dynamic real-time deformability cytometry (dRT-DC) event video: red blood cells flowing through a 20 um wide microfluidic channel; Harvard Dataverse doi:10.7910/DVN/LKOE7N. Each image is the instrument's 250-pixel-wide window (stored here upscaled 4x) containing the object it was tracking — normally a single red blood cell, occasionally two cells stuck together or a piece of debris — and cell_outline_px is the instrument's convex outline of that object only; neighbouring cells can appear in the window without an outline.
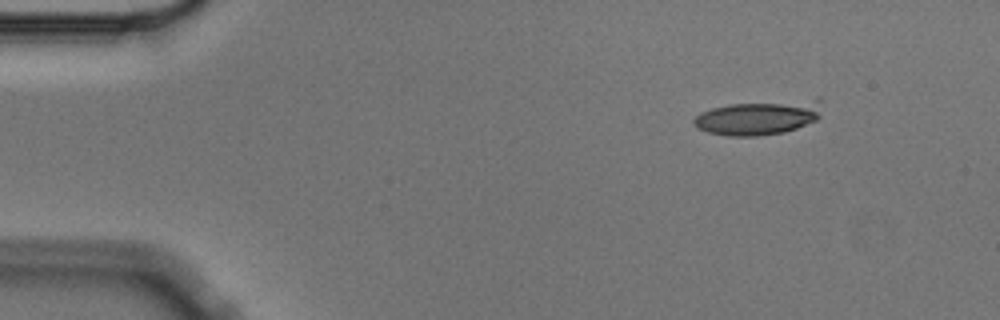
{"species": "Egyptian fruit bat (a non-hibernating species)", "species_latin": "Rousettus aegyptiacus", "temperature_condition": "cold", "stored_images_in_passage": 5, "camera_frame_rate_fps": 3000, "um_per_image_px": 0.085, "animal": {"sex": "male"}, "frame": {"image": 1, "passage_image": 1, "time_ms": 0.0, "image_size_px": [1000, 320], "cell_outline_px": [[824, 100], [820, 116], [816, 120], [796, 128], [784, 132], [756, 136], [728, 136], [708, 132], [696, 128], [692, 124], [692, 120], [700, 112], [712, 108], [732, 104], [820, 96]], "centroid_in_image_um": [64.57, 9.94], "position_along_channel_um": 20.4, "area_um2": 26.65}}
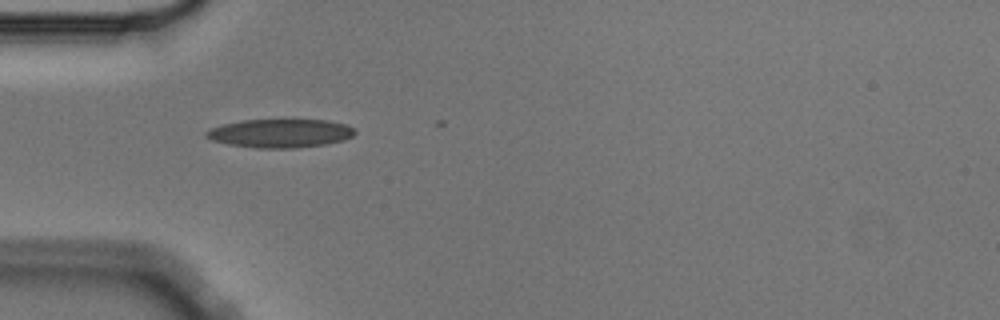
{"frame": {"image": 2, "passage_image": 4, "time_ms": 1.0, "image_size_px": [1000, 320], "cell_outline_px": [[356, 132], [352, 136], [344, 140], [324, 144], [296, 148], [256, 148], [228, 144], [212, 140], [204, 136], [204, 132], [212, 128], [224, 124], [244, 120], [328, 120], [348, 124], [356, 128]], "centroid_in_image_um": [23.85, 11.33], "position_along_channel_um": 61.1, "area_um2": 24.8}}